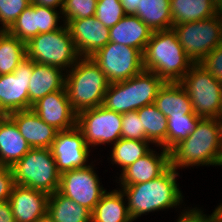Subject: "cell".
Segmentation results:
<instances>
[{"label": "cell", "mask_w": 222, "mask_h": 222, "mask_svg": "<svg viewBox=\"0 0 222 222\" xmlns=\"http://www.w3.org/2000/svg\"><path fill=\"white\" fill-rule=\"evenodd\" d=\"M179 83L189 96L197 116L222 118V83L203 66L194 63Z\"/></svg>", "instance_id": "ba28073f"}, {"label": "cell", "mask_w": 222, "mask_h": 222, "mask_svg": "<svg viewBox=\"0 0 222 222\" xmlns=\"http://www.w3.org/2000/svg\"><path fill=\"white\" fill-rule=\"evenodd\" d=\"M62 69L33 61V74L28 87L29 109L47 94L65 89V77Z\"/></svg>", "instance_id": "7402d4cb"}, {"label": "cell", "mask_w": 222, "mask_h": 222, "mask_svg": "<svg viewBox=\"0 0 222 222\" xmlns=\"http://www.w3.org/2000/svg\"><path fill=\"white\" fill-rule=\"evenodd\" d=\"M121 189L106 192L92 211V222H133Z\"/></svg>", "instance_id": "4316f807"}, {"label": "cell", "mask_w": 222, "mask_h": 222, "mask_svg": "<svg viewBox=\"0 0 222 222\" xmlns=\"http://www.w3.org/2000/svg\"><path fill=\"white\" fill-rule=\"evenodd\" d=\"M30 149V145L20 134L15 122L8 115H2L0 117V166L12 167Z\"/></svg>", "instance_id": "44dd1931"}, {"label": "cell", "mask_w": 222, "mask_h": 222, "mask_svg": "<svg viewBox=\"0 0 222 222\" xmlns=\"http://www.w3.org/2000/svg\"><path fill=\"white\" fill-rule=\"evenodd\" d=\"M14 185L11 167L0 166V202L9 200Z\"/></svg>", "instance_id": "74e56055"}, {"label": "cell", "mask_w": 222, "mask_h": 222, "mask_svg": "<svg viewBox=\"0 0 222 222\" xmlns=\"http://www.w3.org/2000/svg\"><path fill=\"white\" fill-rule=\"evenodd\" d=\"M121 138L132 140H148L145 136L137 111L122 114Z\"/></svg>", "instance_id": "d590c367"}, {"label": "cell", "mask_w": 222, "mask_h": 222, "mask_svg": "<svg viewBox=\"0 0 222 222\" xmlns=\"http://www.w3.org/2000/svg\"><path fill=\"white\" fill-rule=\"evenodd\" d=\"M99 177L93 166L73 169L60 174L58 192L93 211L102 196L107 192L100 186Z\"/></svg>", "instance_id": "7c38bea8"}, {"label": "cell", "mask_w": 222, "mask_h": 222, "mask_svg": "<svg viewBox=\"0 0 222 222\" xmlns=\"http://www.w3.org/2000/svg\"><path fill=\"white\" fill-rule=\"evenodd\" d=\"M177 220V222H220L216 209L207 217L197 208L188 210L185 213L182 212V215Z\"/></svg>", "instance_id": "f35d334b"}, {"label": "cell", "mask_w": 222, "mask_h": 222, "mask_svg": "<svg viewBox=\"0 0 222 222\" xmlns=\"http://www.w3.org/2000/svg\"><path fill=\"white\" fill-rule=\"evenodd\" d=\"M200 119L201 117L196 114L168 117L167 151H170L176 144L186 139L195 130Z\"/></svg>", "instance_id": "1f68e13d"}, {"label": "cell", "mask_w": 222, "mask_h": 222, "mask_svg": "<svg viewBox=\"0 0 222 222\" xmlns=\"http://www.w3.org/2000/svg\"><path fill=\"white\" fill-rule=\"evenodd\" d=\"M164 83L157 74L143 70L125 81L110 83L103 106L120 114L137 111L155 102Z\"/></svg>", "instance_id": "5b68a950"}, {"label": "cell", "mask_w": 222, "mask_h": 222, "mask_svg": "<svg viewBox=\"0 0 222 222\" xmlns=\"http://www.w3.org/2000/svg\"><path fill=\"white\" fill-rule=\"evenodd\" d=\"M69 73V74H68ZM110 82L91 57L79 58L65 77V89L72 108L79 112L103 105Z\"/></svg>", "instance_id": "277c9868"}, {"label": "cell", "mask_w": 222, "mask_h": 222, "mask_svg": "<svg viewBox=\"0 0 222 222\" xmlns=\"http://www.w3.org/2000/svg\"><path fill=\"white\" fill-rule=\"evenodd\" d=\"M91 58L110 83L125 81L144 70L143 54L138 49L115 42H109Z\"/></svg>", "instance_id": "30bf717a"}, {"label": "cell", "mask_w": 222, "mask_h": 222, "mask_svg": "<svg viewBox=\"0 0 222 222\" xmlns=\"http://www.w3.org/2000/svg\"><path fill=\"white\" fill-rule=\"evenodd\" d=\"M134 15L152 31L172 29L170 0H141Z\"/></svg>", "instance_id": "83f0119b"}, {"label": "cell", "mask_w": 222, "mask_h": 222, "mask_svg": "<svg viewBox=\"0 0 222 222\" xmlns=\"http://www.w3.org/2000/svg\"><path fill=\"white\" fill-rule=\"evenodd\" d=\"M177 170L170 166L162 175L151 181L121 186L128 201V212L134 221L142 214L173 208L183 201L177 185Z\"/></svg>", "instance_id": "3957f363"}, {"label": "cell", "mask_w": 222, "mask_h": 222, "mask_svg": "<svg viewBox=\"0 0 222 222\" xmlns=\"http://www.w3.org/2000/svg\"><path fill=\"white\" fill-rule=\"evenodd\" d=\"M172 29L187 56L200 63L222 44V11L208 19L173 25Z\"/></svg>", "instance_id": "9c48e42d"}, {"label": "cell", "mask_w": 222, "mask_h": 222, "mask_svg": "<svg viewBox=\"0 0 222 222\" xmlns=\"http://www.w3.org/2000/svg\"><path fill=\"white\" fill-rule=\"evenodd\" d=\"M64 25L55 31L31 38L26 43V57L39 64L59 67L63 71L67 67L72 68L81 56L67 25Z\"/></svg>", "instance_id": "52a82bcc"}, {"label": "cell", "mask_w": 222, "mask_h": 222, "mask_svg": "<svg viewBox=\"0 0 222 222\" xmlns=\"http://www.w3.org/2000/svg\"><path fill=\"white\" fill-rule=\"evenodd\" d=\"M75 47L82 57H91L110 42V31L95 16L66 23Z\"/></svg>", "instance_id": "e0dca14e"}, {"label": "cell", "mask_w": 222, "mask_h": 222, "mask_svg": "<svg viewBox=\"0 0 222 222\" xmlns=\"http://www.w3.org/2000/svg\"><path fill=\"white\" fill-rule=\"evenodd\" d=\"M154 152L151 149L146 155L122 171L119 178L121 186L151 181L162 175L171 166L169 151L163 148L160 155H156Z\"/></svg>", "instance_id": "ffe728a7"}, {"label": "cell", "mask_w": 222, "mask_h": 222, "mask_svg": "<svg viewBox=\"0 0 222 222\" xmlns=\"http://www.w3.org/2000/svg\"><path fill=\"white\" fill-rule=\"evenodd\" d=\"M26 58V43L0 29V75L13 73Z\"/></svg>", "instance_id": "f546056e"}, {"label": "cell", "mask_w": 222, "mask_h": 222, "mask_svg": "<svg viewBox=\"0 0 222 222\" xmlns=\"http://www.w3.org/2000/svg\"><path fill=\"white\" fill-rule=\"evenodd\" d=\"M149 140H132L120 138L112 149V162L122 167V170L146 155L151 149Z\"/></svg>", "instance_id": "4dcf8cb0"}, {"label": "cell", "mask_w": 222, "mask_h": 222, "mask_svg": "<svg viewBox=\"0 0 222 222\" xmlns=\"http://www.w3.org/2000/svg\"><path fill=\"white\" fill-rule=\"evenodd\" d=\"M199 64L222 83V44L208 53Z\"/></svg>", "instance_id": "8d00e7d4"}, {"label": "cell", "mask_w": 222, "mask_h": 222, "mask_svg": "<svg viewBox=\"0 0 222 222\" xmlns=\"http://www.w3.org/2000/svg\"><path fill=\"white\" fill-rule=\"evenodd\" d=\"M8 116L31 148H51L58 130L40 119L32 109L14 111Z\"/></svg>", "instance_id": "d6986e66"}, {"label": "cell", "mask_w": 222, "mask_h": 222, "mask_svg": "<svg viewBox=\"0 0 222 222\" xmlns=\"http://www.w3.org/2000/svg\"><path fill=\"white\" fill-rule=\"evenodd\" d=\"M154 104L166 118L195 114L191 100L179 82H165Z\"/></svg>", "instance_id": "cb8c5ba5"}, {"label": "cell", "mask_w": 222, "mask_h": 222, "mask_svg": "<svg viewBox=\"0 0 222 222\" xmlns=\"http://www.w3.org/2000/svg\"><path fill=\"white\" fill-rule=\"evenodd\" d=\"M77 127L82 131L88 147L115 144L121 138L122 114L103 105L77 114Z\"/></svg>", "instance_id": "8fae6325"}, {"label": "cell", "mask_w": 222, "mask_h": 222, "mask_svg": "<svg viewBox=\"0 0 222 222\" xmlns=\"http://www.w3.org/2000/svg\"><path fill=\"white\" fill-rule=\"evenodd\" d=\"M125 14H135L141 0H120Z\"/></svg>", "instance_id": "60d3db41"}, {"label": "cell", "mask_w": 222, "mask_h": 222, "mask_svg": "<svg viewBox=\"0 0 222 222\" xmlns=\"http://www.w3.org/2000/svg\"><path fill=\"white\" fill-rule=\"evenodd\" d=\"M97 0H64L61 14L66 24L69 20L87 18L95 15Z\"/></svg>", "instance_id": "836d02e7"}, {"label": "cell", "mask_w": 222, "mask_h": 222, "mask_svg": "<svg viewBox=\"0 0 222 222\" xmlns=\"http://www.w3.org/2000/svg\"><path fill=\"white\" fill-rule=\"evenodd\" d=\"M31 109L40 119L58 131L70 130L77 126V113L68 100L66 90L47 94L35 102Z\"/></svg>", "instance_id": "2e32d148"}, {"label": "cell", "mask_w": 222, "mask_h": 222, "mask_svg": "<svg viewBox=\"0 0 222 222\" xmlns=\"http://www.w3.org/2000/svg\"><path fill=\"white\" fill-rule=\"evenodd\" d=\"M49 215L55 222H92V211L56 191L49 195Z\"/></svg>", "instance_id": "484cf974"}, {"label": "cell", "mask_w": 222, "mask_h": 222, "mask_svg": "<svg viewBox=\"0 0 222 222\" xmlns=\"http://www.w3.org/2000/svg\"><path fill=\"white\" fill-rule=\"evenodd\" d=\"M35 222H55V221L47 212L46 214L41 216L39 219H37Z\"/></svg>", "instance_id": "7bdbcfd3"}, {"label": "cell", "mask_w": 222, "mask_h": 222, "mask_svg": "<svg viewBox=\"0 0 222 222\" xmlns=\"http://www.w3.org/2000/svg\"><path fill=\"white\" fill-rule=\"evenodd\" d=\"M29 5L31 0H0V29L8 30Z\"/></svg>", "instance_id": "e575fe53"}, {"label": "cell", "mask_w": 222, "mask_h": 222, "mask_svg": "<svg viewBox=\"0 0 222 222\" xmlns=\"http://www.w3.org/2000/svg\"><path fill=\"white\" fill-rule=\"evenodd\" d=\"M110 42L138 49L142 54L153 31L134 14H126L116 25L109 28Z\"/></svg>", "instance_id": "603a6c76"}, {"label": "cell", "mask_w": 222, "mask_h": 222, "mask_svg": "<svg viewBox=\"0 0 222 222\" xmlns=\"http://www.w3.org/2000/svg\"><path fill=\"white\" fill-rule=\"evenodd\" d=\"M170 165L177 168L201 165L222 166V121L201 118L195 130L170 151Z\"/></svg>", "instance_id": "6da1fadb"}, {"label": "cell", "mask_w": 222, "mask_h": 222, "mask_svg": "<svg viewBox=\"0 0 222 222\" xmlns=\"http://www.w3.org/2000/svg\"><path fill=\"white\" fill-rule=\"evenodd\" d=\"M11 169L16 185L49 195L59 189L60 173L50 148H31Z\"/></svg>", "instance_id": "8992f818"}, {"label": "cell", "mask_w": 222, "mask_h": 222, "mask_svg": "<svg viewBox=\"0 0 222 222\" xmlns=\"http://www.w3.org/2000/svg\"><path fill=\"white\" fill-rule=\"evenodd\" d=\"M142 127L145 130L146 138L155 145L167 150V129L166 116L153 103L137 110Z\"/></svg>", "instance_id": "f1b7e54d"}, {"label": "cell", "mask_w": 222, "mask_h": 222, "mask_svg": "<svg viewBox=\"0 0 222 222\" xmlns=\"http://www.w3.org/2000/svg\"><path fill=\"white\" fill-rule=\"evenodd\" d=\"M194 63L180 45L173 29L153 31L143 52V68L164 82H179Z\"/></svg>", "instance_id": "7a4b0ae2"}, {"label": "cell", "mask_w": 222, "mask_h": 222, "mask_svg": "<svg viewBox=\"0 0 222 222\" xmlns=\"http://www.w3.org/2000/svg\"><path fill=\"white\" fill-rule=\"evenodd\" d=\"M172 26L204 20L220 11L211 0H170Z\"/></svg>", "instance_id": "d4e9b609"}, {"label": "cell", "mask_w": 222, "mask_h": 222, "mask_svg": "<svg viewBox=\"0 0 222 222\" xmlns=\"http://www.w3.org/2000/svg\"><path fill=\"white\" fill-rule=\"evenodd\" d=\"M33 74V60L25 58L13 73L0 75V113L29 110L28 87Z\"/></svg>", "instance_id": "4fadbf2b"}, {"label": "cell", "mask_w": 222, "mask_h": 222, "mask_svg": "<svg viewBox=\"0 0 222 222\" xmlns=\"http://www.w3.org/2000/svg\"><path fill=\"white\" fill-rule=\"evenodd\" d=\"M0 222H15L9 201L0 202Z\"/></svg>", "instance_id": "ab89813d"}, {"label": "cell", "mask_w": 222, "mask_h": 222, "mask_svg": "<svg viewBox=\"0 0 222 222\" xmlns=\"http://www.w3.org/2000/svg\"><path fill=\"white\" fill-rule=\"evenodd\" d=\"M48 199L45 192L15 184L8 200L15 222H35L47 213Z\"/></svg>", "instance_id": "ac0fdd59"}, {"label": "cell", "mask_w": 222, "mask_h": 222, "mask_svg": "<svg viewBox=\"0 0 222 222\" xmlns=\"http://www.w3.org/2000/svg\"><path fill=\"white\" fill-rule=\"evenodd\" d=\"M50 149L60 174L89 166L86 161L90 150L77 126L70 130L58 131Z\"/></svg>", "instance_id": "5bb4252c"}, {"label": "cell", "mask_w": 222, "mask_h": 222, "mask_svg": "<svg viewBox=\"0 0 222 222\" xmlns=\"http://www.w3.org/2000/svg\"><path fill=\"white\" fill-rule=\"evenodd\" d=\"M125 15L126 14L120 0H97V7L94 16L105 27H113Z\"/></svg>", "instance_id": "d6a6232c"}, {"label": "cell", "mask_w": 222, "mask_h": 222, "mask_svg": "<svg viewBox=\"0 0 222 222\" xmlns=\"http://www.w3.org/2000/svg\"><path fill=\"white\" fill-rule=\"evenodd\" d=\"M31 4H36L39 6H46L56 9L60 6V14L63 8L64 0H31Z\"/></svg>", "instance_id": "b9f144b4"}, {"label": "cell", "mask_w": 222, "mask_h": 222, "mask_svg": "<svg viewBox=\"0 0 222 222\" xmlns=\"http://www.w3.org/2000/svg\"><path fill=\"white\" fill-rule=\"evenodd\" d=\"M59 13L54 8L31 4L18 16L17 20L7 30L24 43L38 34L60 29Z\"/></svg>", "instance_id": "9a60e30c"}, {"label": "cell", "mask_w": 222, "mask_h": 222, "mask_svg": "<svg viewBox=\"0 0 222 222\" xmlns=\"http://www.w3.org/2000/svg\"><path fill=\"white\" fill-rule=\"evenodd\" d=\"M219 11H222V0H211Z\"/></svg>", "instance_id": "ee69618b"}]
</instances>
